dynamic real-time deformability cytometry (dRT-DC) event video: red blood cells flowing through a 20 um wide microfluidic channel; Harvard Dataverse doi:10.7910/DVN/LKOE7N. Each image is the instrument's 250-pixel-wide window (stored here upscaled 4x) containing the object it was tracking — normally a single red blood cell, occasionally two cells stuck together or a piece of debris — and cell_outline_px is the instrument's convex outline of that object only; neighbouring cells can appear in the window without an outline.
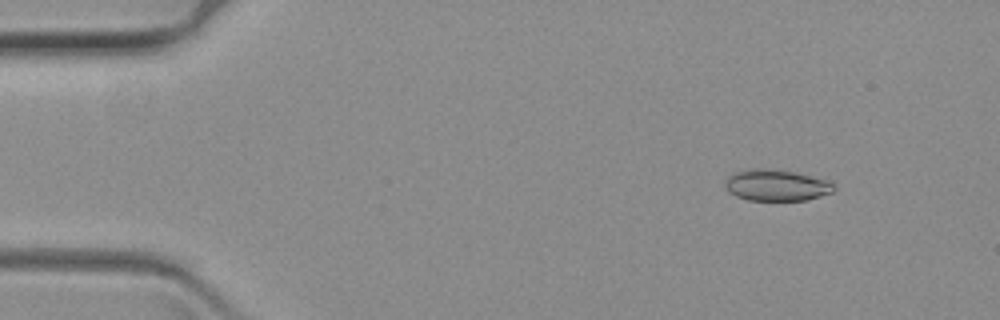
{"species": "common noctule bat (a hibernating species)", "species_latin": "Nyctalus noctula", "temperature_condition": "warm", "stored_images_in_passage": 62, "camera_frame_rate_fps": 3000, "um_per_image_px": 0.085, "animal": {"sex": "female", "body_mass_g": 19.3, "forearm_length_mm": 54.1}, "frame": {"image": 1, "passage_image": 7, "time_ms": 2.0, "image_size_px": [1000, 320], "cell_outline_px": [[836, 188], [832, 192], [808, 200], [748, 200], [736, 196], [728, 192], [724, 188], [724, 180], [728, 176], [744, 168], [772, 168], [792, 172], [828, 180]], "centroid_in_image_um": [65.93, 15.74], "position_along_channel_um": 19.1, "area_um2": 20.06}}
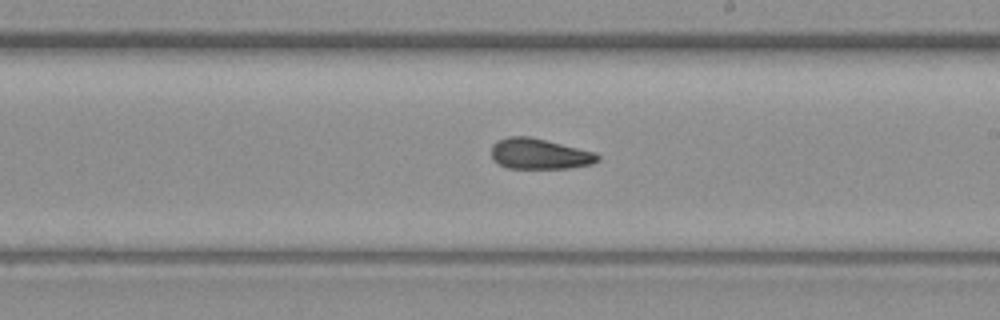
{"frame": {"image": 2, "passage_image": 36, "time_ms": 11.667, "image_size_px": [1000, 320], "cell_outline_px": [[600, 160], [592, 164], [568, 168], [508, 168], [492, 160], [492, 144], [496, 140], [508, 136], [528, 136], [596, 152], [600, 156]], "centroid_in_image_um": [45.85, 13.07], "position_along_channel_um": 243.2, "area_um2": 19.02}}
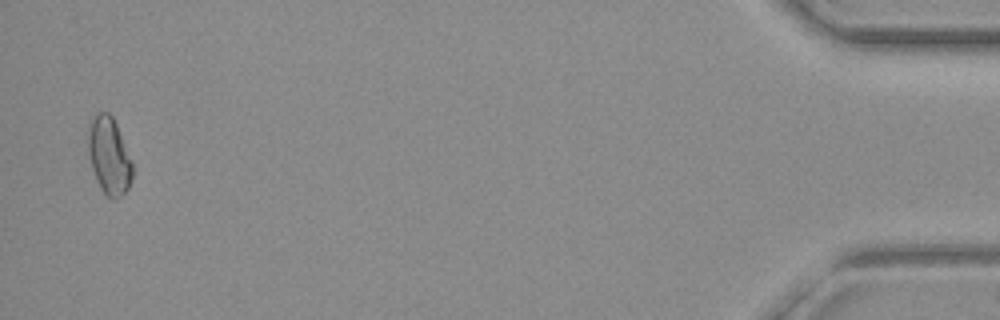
{"frame": {"image": 3, "passage_image": 61, "time_ms": 20.0, "image_size_px": [1000, 320], "cell_outline_px": [[132, 176], [128, 188], [116, 200], [112, 200], [104, 196], [96, 180], [92, 168], [88, 152], [88, 132], [92, 120], [96, 112], [108, 112], [112, 116], [116, 124], [132, 160]], "centroid_in_image_um": [9.27, 13.28], "position_along_channel_um": 425.9, "area_um2": 19.94}}